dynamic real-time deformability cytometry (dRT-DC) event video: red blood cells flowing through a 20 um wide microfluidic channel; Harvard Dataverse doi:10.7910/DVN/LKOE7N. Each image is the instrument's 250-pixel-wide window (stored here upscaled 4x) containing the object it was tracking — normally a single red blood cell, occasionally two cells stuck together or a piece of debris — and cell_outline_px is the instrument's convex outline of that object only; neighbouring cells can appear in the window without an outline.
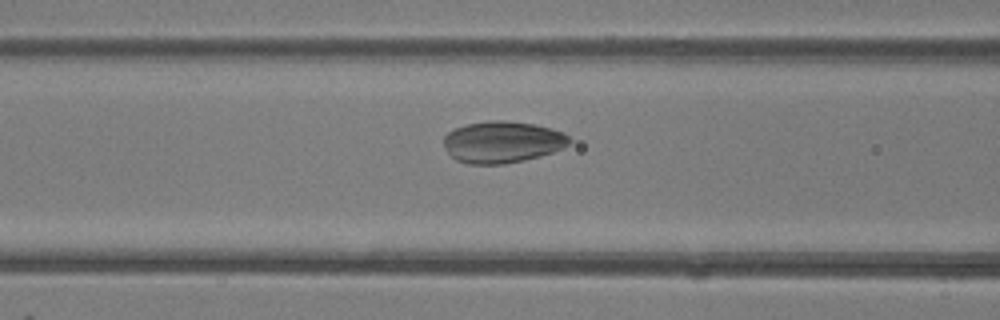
{"species": "common noctule bat (a hibernating species)", "species_latin": "Nyctalus noctula", "temperature_condition": "room temperature", "stored_images_in_passage": 48, "camera_frame_rate_fps": 3000, "um_per_image_px": 0.085, "animal": {"sex": "female"}, "frame": {"image": 1, "passage_image": 20, "time_ms": 6.333, "image_size_px": [1000, 320], "cell_outline_px": [[572, 140], [568, 144], [552, 152], [540, 156], [524, 160], [504, 164], [468, 164], [456, 160], [448, 152], [444, 144], [444, 136], [448, 132], [456, 128], [468, 124], [488, 120], [500, 120], [536, 124], [552, 128], [568, 136]], "centroid_in_image_um": [42.69, 12.07], "position_along_channel_um": 123.9, "area_um2": 30.35}}
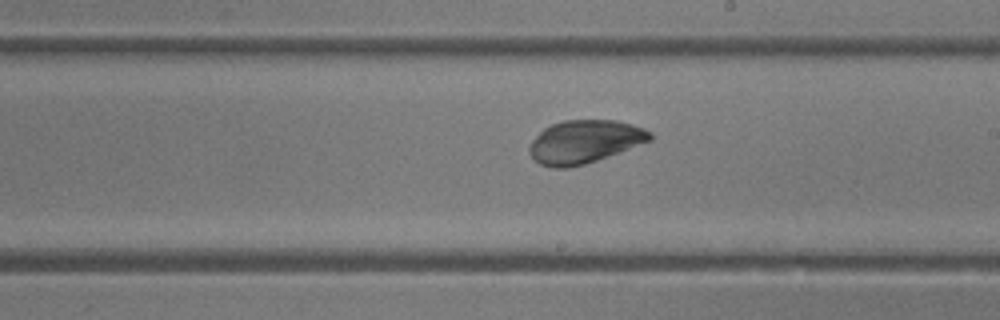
{"frame": {"image": 2, "passage_image": 28, "time_ms": 9.0, "image_size_px": [1000, 320], "cell_outline_px": [[652, 140], [596, 160], [584, 164], [568, 168], [552, 168], [540, 164], [528, 152], [528, 148], [532, 140], [544, 128], [552, 124], [564, 120], [616, 120], [632, 124], [644, 128], [652, 132]], "centroid_in_image_um": [49.68, 12.04], "position_along_channel_um": 239.3, "area_um2": 30.17}}
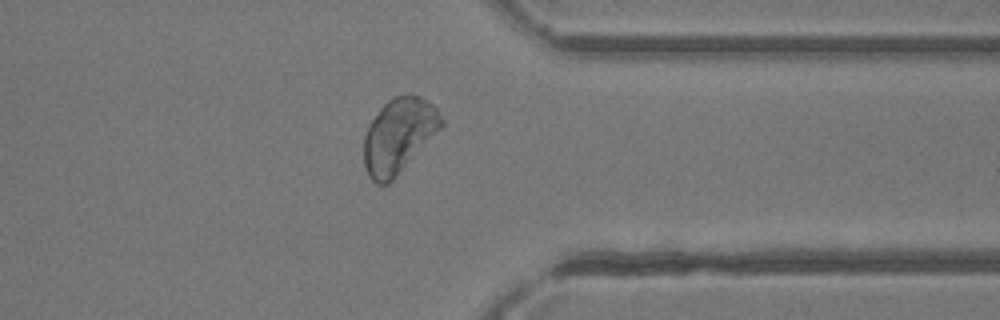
{"frame": {"image": 3, "passage_image": 38, "time_ms": 12.333, "image_size_px": [1000, 320], "cell_outline_px": [[444, 124], [392, 180], [388, 184], [376, 184], [368, 176], [364, 164], [364, 136], [368, 124], [380, 108], [388, 100], [396, 96], [420, 96], [432, 104], [436, 108], [444, 120]], "centroid_in_image_um": [33.86, 11.53], "position_along_channel_um": 377.5, "area_um2": 33.18}}